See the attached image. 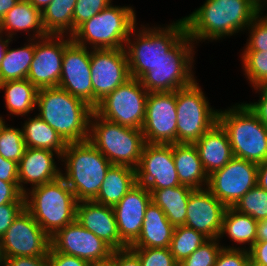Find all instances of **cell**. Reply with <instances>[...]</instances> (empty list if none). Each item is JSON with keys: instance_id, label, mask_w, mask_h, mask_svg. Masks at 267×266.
<instances>
[{"instance_id": "cell-18", "label": "cell", "mask_w": 267, "mask_h": 266, "mask_svg": "<svg viewBox=\"0 0 267 266\" xmlns=\"http://www.w3.org/2000/svg\"><path fill=\"white\" fill-rule=\"evenodd\" d=\"M51 248L60 253L79 257L89 263L108 261L113 249L76 220L50 237Z\"/></svg>"}, {"instance_id": "cell-31", "label": "cell", "mask_w": 267, "mask_h": 266, "mask_svg": "<svg viewBox=\"0 0 267 266\" xmlns=\"http://www.w3.org/2000/svg\"><path fill=\"white\" fill-rule=\"evenodd\" d=\"M5 90V107L12 115L25 116L36 107L38 89L26 78L0 83Z\"/></svg>"}, {"instance_id": "cell-50", "label": "cell", "mask_w": 267, "mask_h": 266, "mask_svg": "<svg viewBox=\"0 0 267 266\" xmlns=\"http://www.w3.org/2000/svg\"><path fill=\"white\" fill-rule=\"evenodd\" d=\"M0 180L19 183L18 180V163L12 160L3 158L0 155Z\"/></svg>"}, {"instance_id": "cell-28", "label": "cell", "mask_w": 267, "mask_h": 266, "mask_svg": "<svg viewBox=\"0 0 267 266\" xmlns=\"http://www.w3.org/2000/svg\"><path fill=\"white\" fill-rule=\"evenodd\" d=\"M136 184V169L124 165H111L93 201L113 207Z\"/></svg>"}, {"instance_id": "cell-22", "label": "cell", "mask_w": 267, "mask_h": 266, "mask_svg": "<svg viewBox=\"0 0 267 266\" xmlns=\"http://www.w3.org/2000/svg\"><path fill=\"white\" fill-rule=\"evenodd\" d=\"M61 159V156L48 149L26 147L23 157L18 163V180L20 191L25 194L27 190L24 184H32L31 188L51 182L61 176L56 165L54 156Z\"/></svg>"}, {"instance_id": "cell-11", "label": "cell", "mask_w": 267, "mask_h": 266, "mask_svg": "<svg viewBox=\"0 0 267 266\" xmlns=\"http://www.w3.org/2000/svg\"><path fill=\"white\" fill-rule=\"evenodd\" d=\"M148 94L140 80L131 77L101 100L94 111L106 120L141 130Z\"/></svg>"}, {"instance_id": "cell-52", "label": "cell", "mask_w": 267, "mask_h": 266, "mask_svg": "<svg viewBox=\"0 0 267 266\" xmlns=\"http://www.w3.org/2000/svg\"><path fill=\"white\" fill-rule=\"evenodd\" d=\"M257 184L267 191V159L258 164V180Z\"/></svg>"}, {"instance_id": "cell-32", "label": "cell", "mask_w": 267, "mask_h": 266, "mask_svg": "<svg viewBox=\"0 0 267 266\" xmlns=\"http://www.w3.org/2000/svg\"><path fill=\"white\" fill-rule=\"evenodd\" d=\"M257 223L251 216L237 212L227 207L223 217L219 239L227 234L229 239L238 243H248L250 249L257 241Z\"/></svg>"}, {"instance_id": "cell-38", "label": "cell", "mask_w": 267, "mask_h": 266, "mask_svg": "<svg viewBox=\"0 0 267 266\" xmlns=\"http://www.w3.org/2000/svg\"><path fill=\"white\" fill-rule=\"evenodd\" d=\"M241 58L251 86L267 85V51H244Z\"/></svg>"}, {"instance_id": "cell-15", "label": "cell", "mask_w": 267, "mask_h": 266, "mask_svg": "<svg viewBox=\"0 0 267 266\" xmlns=\"http://www.w3.org/2000/svg\"><path fill=\"white\" fill-rule=\"evenodd\" d=\"M0 240L5 258L45 256L51 247L50 236L26 209L17 216Z\"/></svg>"}, {"instance_id": "cell-48", "label": "cell", "mask_w": 267, "mask_h": 266, "mask_svg": "<svg viewBox=\"0 0 267 266\" xmlns=\"http://www.w3.org/2000/svg\"><path fill=\"white\" fill-rule=\"evenodd\" d=\"M254 90L260 91L261 93L258 102L246 104L267 127V85L256 86Z\"/></svg>"}, {"instance_id": "cell-41", "label": "cell", "mask_w": 267, "mask_h": 266, "mask_svg": "<svg viewBox=\"0 0 267 266\" xmlns=\"http://www.w3.org/2000/svg\"><path fill=\"white\" fill-rule=\"evenodd\" d=\"M112 0H77L73 11V33L84 22L101 12Z\"/></svg>"}, {"instance_id": "cell-46", "label": "cell", "mask_w": 267, "mask_h": 266, "mask_svg": "<svg viewBox=\"0 0 267 266\" xmlns=\"http://www.w3.org/2000/svg\"><path fill=\"white\" fill-rule=\"evenodd\" d=\"M109 260L113 266H142L139 256L130 247L113 250Z\"/></svg>"}, {"instance_id": "cell-59", "label": "cell", "mask_w": 267, "mask_h": 266, "mask_svg": "<svg viewBox=\"0 0 267 266\" xmlns=\"http://www.w3.org/2000/svg\"><path fill=\"white\" fill-rule=\"evenodd\" d=\"M258 5H260L262 8L265 6L264 4H267V0H254ZM264 2V4H263Z\"/></svg>"}, {"instance_id": "cell-35", "label": "cell", "mask_w": 267, "mask_h": 266, "mask_svg": "<svg viewBox=\"0 0 267 266\" xmlns=\"http://www.w3.org/2000/svg\"><path fill=\"white\" fill-rule=\"evenodd\" d=\"M208 238L187 226H177L170 242V252L179 264L199 248Z\"/></svg>"}, {"instance_id": "cell-49", "label": "cell", "mask_w": 267, "mask_h": 266, "mask_svg": "<svg viewBox=\"0 0 267 266\" xmlns=\"http://www.w3.org/2000/svg\"><path fill=\"white\" fill-rule=\"evenodd\" d=\"M4 266H49L48 255L5 258Z\"/></svg>"}, {"instance_id": "cell-37", "label": "cell", "mask_w": 267, "mask_h": 266, "mask_svg": "<svg viewBox=\"0 0 267 266\" xmlns=\"http://www.w3.org/2000/svg\"><path fill=\"white\" fill-rule=\"evenodd\" d=\"M232 208L239 213L251 216L256 221L267 220V191L257 184Z\"/></svg>"}, {"instance_id": "cell-10", "label": "cell", "mask_w": 267, "mask_h": 266, "mask_svg": "<svg viewBox=\"0 0 267 266\" xmlns=\"http://www.w3.org/2000/svg\"><path fill=\"white\" fill-rule=\"evenodd\" d=\"M177 143L194 144L218 122V110L212 109L195 80L176 90Z\"/></svg>"}, {"instance_id": "cell-33", "label": "cell", "mask_w": 267, "mask_h": 266, "mask_svg": "<svg viewBox=\"0 0 267 266\" xmlns=\"http://www.w3.org/2000/svg\"><path fill=\"white\" fill-rule=\"evenodd\" d=\"M76 2L77 0H52L42 11V23L47 35L73 34V11Z\"/></svg>"}, {"instance_id": "cell-17", "label": "cell", "mask_w": 267, "mask_h": 266, "mask_svg": "<svg viewBox=\"0 0 267 266\" xmlns=\"http://www.w3.org/2000/svg\"><path fill=\"white\" fill-rule=\"evenodd\" d=\"M136 182L147 189H164L181 185L174 164L172 144L144 145L136 168Z\"/></svg>"}, {"instance_id": "cell-24", "label": "cell", "mask_w": 267, "mask_h": 266, "mask_svg": "<svg viewBox=\"0 0 267 266\" xmlns=\"http://www.w3.org/2000/svg\"><path fill=\"white\" fill-rule=\"evenodd\" d=\"M194 145L208 175L223 168L234 157L228 133L219 122L205 132Z\"/></svg>"}, {"instance_id": "cell-40", "label": "cell", "mask_w": 267, "mask_h": 266, "mask_svg": "<svg viewBox=\"0 0 267 266\" xmlns=\"http://www.w3.org/2000/svg\"><path fill=\"white\" fill-rule=\"evenodd\" d=\"M142 266H178L169 248H131Z\"/></svg>"}, {"instance_id": "cell-25", "label": "cell", "mask_w": 267, "mask_h": 266, "mask_svg": "<svg viewBox=\"0 0 267 266\" xmlns=\"http://www.w3.org/2000/svg\"><path fill=\"white\" fill-rule=\"evenodd\" d=\"M175 227L152 201L146 207L141 233L130 248H169Z\"/></svg>"}, {"instance_id": "cell-58", "label": "cell", "mask_w": 267, "mask_h": 266, "mask_svg": "<svg viewBox=\"0 0 267 266\" xmlns=\"http://www.w3.org/2000/svg\"><path fill=\"white\" fill-rule=\"evenodd\" d=\"M5 264V256L3 252V247L1 245V240H0V266H4Z\"/></svg>"}, {"instance_id": "cell-47", "label": "cell", "mask_w": 267, "mask_h": 266, "mask_svg": "<svg viewBox=\"0 0 267 266\" xmlns=\"http://www.w3.org/2000/svg\"><path fill=\"white\" fill-rule=\"evenodd\" d=\"M49 266H89L90 263L79 257L56 252L51 247L48 252Z\"/></svg>"}, {"instance_id": "cell-55", "label": "cell", "mask_w": 267, "mask_h": 266, "mask_svg": "<svg viewBox=\"0 0 267 266\" xmlns=\"http://www.w3.org/2000/svg\"><path fill=\"white\" fill-rule=\"evenodd\" d=\"M2 36H3L2 33H0V64L1 61L4 59L6 50L9 47V43L12 41V39L9 38L8 36L7 38L5 37V39H3Z\"/></svg>"}, {"instance_id": "cell-30", "label": "cell", "mask_w": 267, "mask_h": 266, "mask_svg": "<svg viewBox=\"0 0 267 266\" xmlns=\"http://www.w3.org/2000/svg\"><path fill=\"white\" fill-rule=\"evenodd\" d=\"M23 125L22 131L26 147L48 149L62 155L67 143L38 115L30 117Z\"/></svg>"}, {"instance_id": "cell-26", "label": "cell", "mask_w": 267, "mask_h": 266, "mask_svg": "<svg viewBox=\"0 0 267 266\" xmlns=\"http://www.w3.org/2000/svg\"><path fill=\"white\" fill-rule=\"evenodd\" d=\"M174 164L181 185L192 189L207 188L208 174L205 172L194 144H172ZM206 186V187H205Z\"/></svg>"}, {"instance_id": "cell-19", "label": "cell", "mask_w": 267, "mask_h": 266, "mask_svg": "<svg viewBox=\"0 0 267 266\" xmlns=\"http://www.w3.org/2000/svg\"><path fill=\"white\" fill-rule=\"evenodd\" d=\"M90 60L91 50L71 41L64 49L58 87L93 107Z\"/></svg>"}, {"instance_id": "cell-4", "label": "cell", "mask_w": 267, "mask_h": 266, "mask_svg": "<svg viewBox=\"0 0 267 266\" xmlns=\"http://www.w3.org/2000/svg\"><path fill=\"white\" fill-rule=\"evenodd\" d=\"M24 196L25 209L50 237L76 220L78 201L61 176L31 188Z\"/></svg>"}, {"instance_id": "cell-3", "label": "cell", "mask_w": 267, "mask_h": 266, "mask_svg": "<svg viewBox=\"0 0 267 266\" xmlns=\"http://www.w3.org/2000/svg\"><path fill=\"white\" fill-rule=\"evenodd\" d=\"M60 160L66 166L61 177L75 194L76 200L93 201L112 165L110 161L89 140L67 143Z\"/></svg>"}, {"instance_id": "cell-53", "label": "cell", "mask_w": 267, "mask_h": 266, "mask_svg": "<svg viewBox=\"0 0 267 266\" xmlns=\"http://www.w3.org/2000/svg\"><path fill=\"white\" fill-rule=\"evenodd\" d=\"M20 0H0V21Z\"/></svg>"}, {"instance_id": "cell-43", "label": "cell", "mask_w": 267, "mask_h": 266, "mask_svg": "<svg viewBox=\"0 0 267 266\" xmlns=\"http://www.w3.org/2000/svg\"><path fill=\"white\" fill-rule=\"evenodd\" d=\"M249 259L248 249L227 246L221 249L214 266H247Z\"/></svg>"}, {"instance_id": "cell-7", "label": "cell", "mask_w": 267, "mask_h": 266, "mask_svg": "<svg viewBox=\"0 0 267 266\" xmlns=\"http://www.w3.org/2000/svg\"><path fill=\"white\" fill-rule=\"evenodd\" d=\"M93 120V121H92ZM88 140L112 165L136 169L146 144L142 130L111 122L93 111Z\"/></svg>"}, {"instance_id": "cell-42", "label": "cell", "mask_w": 267, "mask_h": 266, "mask_svg": "<svg viewBox=\"0 0 267 266\" xmlns=\"http://www.w3.org/2000/svg\"><path fill=\"white\" fill-rule=\"evenodd\" d=\"M262 14L248 26L250 35L244 51H267V16Z\"/></svg>"}, {"instance_id": "cell-5", "label": "cell", "mask_w": 267, "mask_h": 266, "mask_svg": "<svg viewBox=\"0 0 267 266\" xmlns=\"http://www.w3.org/2000/svg\"><path fill=\"white\" fill-rule=\"evenodd\" d=\"M132 6H113L112 3L91 19L81 24L71 35L78 45L91 49L125 48L136 27V13ZM89 43V44H88Z\"/></svg>"}, {"instance_id": "cell-23", "label": "cell", "mask_w": 267, "mask_h": 266, "mask_svg": "<svg viewBox=\"0 0 267 266\" xmlns=\"http://www.w3.org/2000/svg\"><path fill=\"white\" fill-rule=\"evenodd\" d=\"M76 221L113 250L120 249V235L112 206L94 201H79L76 206Z\"/></svg>"}, {"instance_id": "cell-57", "label": "cell", "mask_w": 267, "mask_h": 266, "mask_svg": "<svg viewBox=\"0 0 267 266\" xmlns=\"http://www.w3.org/2000/svg\"><path fill=\"white\" fill-rule=\"evenodd\" d=\"M89 266H113L112 262L110 260L105 262H98V263H90Z\"/></svg>"}, {"instance_id": "cell-60", "label": "cell", "mask_w": 267, "mask_h": 266, "mask_svg": "<svg viewBox=\"0 0 267 266\" xmlns=\"http://www.w3.org/2000/svg\"><path fill=\"white\" fill-rule=\"evenodd\" d=\"M247 266H262L260 264H257L255 262H253L251 259H249L248 265Z\"/></svg>"}, {"instance_id": "cell-54", "label": "cell", "mask_w": 267, "mask_h": 266, "mask_svg": "<svg viewBox=\"0 0 267 266\" xmlns=\"http://www.w3.org/2000/svg\"><path fill=\"white\" fill-rule=\"evenodd\" d=\"M257 241H267V220L257 223Z\"/></svg>"}, {"instance_id": "cell-34", "label": "cell", "mask_w": 267, "mask_h": 266, "mask_svg": "<svg viewBox=\"0 0 267 266\" xmlns=\"http://www.w3.org/2000/svg\"><path fill=\"white\" fill-rule=\"evenodd\" d=\"M35 53V39L17 49L7 48L0 64V83L9 80L26 79Z\"/></svg>"}, {"instance_id": "cell-51", "label": "cell", "mask_w": 267, "mask_h": 266, "mask_svg": "<svg viewBox=\"0 0 267 266\" xmlns=\"http://www.w3.org/2000/svg\"><path fill=\"white\" fill-rule=\"evenodd\" d=\"M250 259L262 266H267V241H256L249 249Z\"/></svg>"}, {"instance_id": "cell-20", "label": "cell", "mask_w": 267, "mask_h": 266, "mask_svg": "<svg viewBox=\"0 0 267 266\" xmlns=\"http://www.w3.org/2000/svg\"><path fill=\"white\" fill-rule=\"evenodd\" d=\"M226 208L207 188L194 189L188 199L184 226L208 239L219 238Z\"/></svg>"}, {"instance_id": "cell-45", "label": "cell", "mask_w": 267, "mask_h": 266, "mask_svg": "<svg viewBox=\"0 0 267 266\" xmlns=\"http://www.w3.org/2000/svg\"><path fill=\"white\" fill-rule=\"evenodd\" d=\"M8 203H25V196L20 191L19 183L0 180V205Z\"/></svg>"}, {"instance_id": "cell-1", "label": "cell", "mask_w": 267, "mask_h": 266, "mask_svg": "<svg viewBox=\"0 0 267 266\" xmlns=\"http://www.w3.org/2000/svg\"><path fill=\"white\" fill-rule=\"evenodd\" d=\"M262 9L254 0H206L200 8L183 18L186 33L194 43L220 40L248 28Z\"/></svg>"}, {"instance_id": "cell-39", "label": "cell", "mask_w": 267, "mask_h": 266, "mask_svg": "<svg viewBox=\"0 0 267 266\" xmlns=\"http://www.w3.org/2000/svg\"><path fill=\"white\" fill-rule=\"evenodd\" d=\"M222 248L219 238L208 239L178 266H214Z\"/></svg>"}, {"instance_id": "cell-12", "label": "cell", "mask_w": 267, "mask_h": 266, "mask_svg": "<svg viewBox=\"0 0 267 266\" xmlns=\"http://www.w3.org/2000/svg\"><path fill=\"white\" fill-rule=\"evenodd\" d=\"M258 164L233 157L223 168L208 175L207 189L226 207H233L257 185Z\"/></svg>"}, {"instance_id": "cell-9", "label": "cell", "mask_w": 267, "mask_h": 266, "mask_svg": "<svg viewBox=\"0 0 267 266\" xmlns=\"http://www.w3.org/2000/svg\"><path fill=\"white\" fill-rule=\"evenodd\" d=\"M194 41L186 33L166 56L148 70L139 80L149 92L176 91L192 84L196 79L192 71Z\"/></svg>"}, {"instance_id": "cell-21", "label": "cell", "mask_w": 267, "mask_h": 266, "mask_svg": "<svg viewBox=\"0 0 267 266\" xmlns=\"http://www.w3.org/2000/svg\"><path fill=\"white\" fill-rule=\"evenodd\" d=\"M151 202V193L146 187L136 184L113 206L120 235V249L130 247L141 233L146 207Z\"/></svg>"}, {"instance_id": "cell-27", "label": "cell", "mask_w": 267, "mask_h": 266, "mask_svg": "<svg viewBox=\"0 0 267 266\" xmlns=\"http://www.w3.org/2000/svg\"><path fill=\"white\" fill-rule=\"evenodd\" d=\"M33 31L32 39L46 37L42 11L35 8L28 0H20L0 21V33L7 32L5 36L13 38L14 31Z\"/></svg>"}, {"instance_id": "cell-29", "label": "cell", "mask_w": 267, "mask_h": 266, "mask_svg": "<svg viewBox=\"0 0 267 266\" xmlns=\"http://www.w3.org/2000/svg\"><path fill=\"white\" fill-rule=\"evenodd\" d=\"M147 190L151 193V201L163 210L174 227L184 225L188 199L194 189L179 185L177 187Z\"/></svg>"}, {"instance_id": "cell-16", "label": "cell", "mask_w": 267, "mask_h": 266, "mask_svg": "<svg viewBox=\"0 0 267 266\" xmlns=\"http://www.w3.org/2000/svg\"><path fill=\"white\" fill-rule=\"evenodd\" d=\"M65 37L64 35H47L36 39L35 53L27 79L37 89L58 87L64 49L72 41L71 36L65 35Z\"/></svg>"}, {"instance_id": "cell-44", "label": "cell", "mask_w": 267, "mask_h": 266, "mask_svg": "<svg viewBox=\"0 0 267 266\" xmlns=\"http://www.w3.org/2000/svg\"><path fill=\"white\" fill-rule=\"evenodd\" d=\"M24 209L25 203H8L0 205V239Z\"/></svg>"}, {"instance_id": "cell-14", "label": "cell", "mask_w": 267, "mask_h": 266, "mask_svg": "<svg viewBox=\"0 0 267 266\" xmlns=\"http://www.w3.org/2000/svg\"><path fill=\"white\" fill-rule=\"evenodd\" d=\"M90 70L93 108L109 93L131 78L125 48L92 49Z\"/></svg>"}, {"instance_id": "cell-13", "label": "cell", "mask_w": 267, "mask_h": 266, "mask_svg": "<svg viewBox=\"0 0 267 266\" xmlns=\"http://www.w3.org/2000/svg\"><path fill=\"white\" fill-rule=\"evenodd\" d=\"M141 130L148 144L177 143L176 91L148 94Z\"/></svg>"}, {"instance_id": "cell-56", "label": "cell", "mask_w": 267, "mask_h": 266, "mask_svg": "<svg viewBox=\"0 0 267 266\" xmlns=\"http://www.w3.org/2000/svg\"><path fill=\"white\" fill-rule=\"evenodd\" d=\"M35 8L43 11L51 2L52 0H28Z\"/></svg>"}, {"instance_id": "cell-36", "label": "cell", "mask_w": 267, "mask_h": 266, "mask_svg": "<svg viewBox=\"0 0 267 266\" xmlns=\"http://www.w3.org/2000/svg\"><path fill=\"white\" fill-rule=\"evenodd\" d=\"M5 124L4 119L0 120V155L19 163L26 149L23 131Z\"/></svg>"}, {"instance_id": "cell-6", "label": "cell", "mask_w": 267, "mask_h": 266, "mask_svg": "<svg viewBox=\"0 0 267 266\" xmlns=\"http://www.w3.org/2000/svg\"><path fill=\"white\" fill-rule=\"evenodd\" d=\"M218 122L228 133L234 157L256 164L267 159V127L246 103L219 110Z\"/></svg>"}, {"instance_id": "cell-2", "label": "cell", "mask_w": 267, "mask_h": 266, "mask_svg": "<svg viewBox=\"0 0 267 266\" xmlns=\"http://www.w3.org/2000/svg\"><path fill=\"white\" fill-rule=\"evenodd\" d=\"M38 116L52 127L66 143L89 138L90 118L94 108L59 87L38 89Z\"/></svg>"}, {"instance_id": "cell-8", "label": "cell", "mask_w": 267, "mask_h": 266, "mask_svg": "<svg viewBox=\"0 0 267 266\" xmlns=\"http://www.w3.org/2000/svg\"><path fill=\"white\" fill-rule=\"evenodd\" d=\"M140 29L137 32L135 28L132 30V34L136 35L133 40L136 41L132 42L129 37L125 46L130 76L136 79L169 56V50L186 34L184 19L161 28L142 26Z\"/></svg>"}]
</instances>
